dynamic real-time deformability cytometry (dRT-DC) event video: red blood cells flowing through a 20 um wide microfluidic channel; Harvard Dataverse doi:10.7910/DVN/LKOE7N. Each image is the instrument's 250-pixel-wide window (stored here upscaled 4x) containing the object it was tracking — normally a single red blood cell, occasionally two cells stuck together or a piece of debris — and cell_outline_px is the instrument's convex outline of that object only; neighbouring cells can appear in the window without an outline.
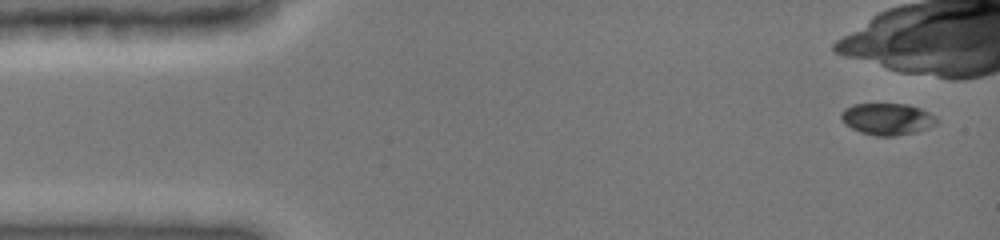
{"species": "common noctule bat (a hibernating species)", "species_latin": "Nyctalus noctula", "temperature_condition": "cold", "stored_images_in_passage": 6, "camera_frame_rate_fps": 3000, "um_per_image_px": 0.085, "animal": {"sex": "female", "body_mass_g": 19.0, "forearm_length_mm": 51.5}, "frame": {"image": 1, "passage_image": 1, "time_ms": 0.0, "image_size_px": [1000, 240], "cell_outline_px": [[940, 120], [936, 124], [928, 128], [916, 132], [896, 136], [876, 136], [860, 132], [844, 124], [840, 116], [840, 112], [844, 108], [852, 104], [908, 104], [920, 108], [936, 116]], "centroid_in_image_um": [75.42, 10.12], "position_along_channel_um": 9.6, "area_um2": 17.92}}